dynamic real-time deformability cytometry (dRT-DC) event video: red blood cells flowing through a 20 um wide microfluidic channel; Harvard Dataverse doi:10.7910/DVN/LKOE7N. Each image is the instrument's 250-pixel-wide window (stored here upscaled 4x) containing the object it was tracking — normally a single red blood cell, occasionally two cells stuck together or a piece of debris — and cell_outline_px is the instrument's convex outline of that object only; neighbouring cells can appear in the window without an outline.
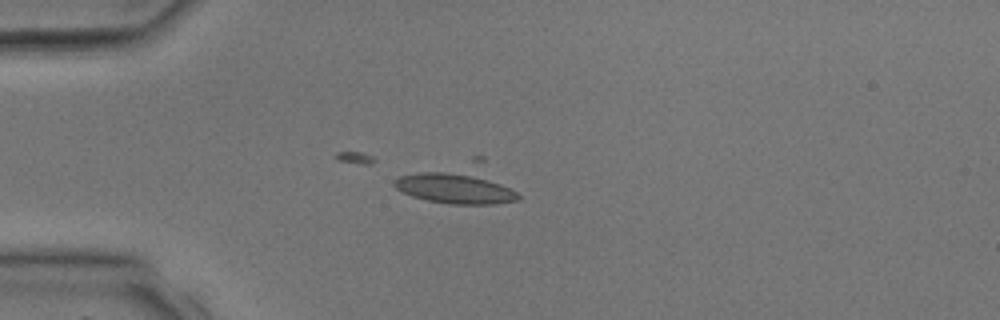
{"species": "common noctule bat (a hibernating species)", "species_latin": "Nyctalus noctula", "temperature_condition": "room temperature", "stored_images_in_passage": 3, "camera_frame_rate_fps": 3000, "um_per_image_px": 0.085, "animal": {"sex": "male", "body_mass_g": 17.9, "forearm_length_mm": 54.2}, "frame": {"image": 1, "passage_image": 3, "time_ms": 3.333, "image_size_px": [1000, 320], "cell_outline_px": [[520, 196], [516, 200], [492, 204], [452, 204], [428, 200], [412, 196], [396, 188], [392, 184], [392, 180], [400, 176], [472, 156], [484, 156]], "centroid_in_image_um": [39.0, 15.58], "position_along_channel_um": 46.0, "area_um2": 29.25}}